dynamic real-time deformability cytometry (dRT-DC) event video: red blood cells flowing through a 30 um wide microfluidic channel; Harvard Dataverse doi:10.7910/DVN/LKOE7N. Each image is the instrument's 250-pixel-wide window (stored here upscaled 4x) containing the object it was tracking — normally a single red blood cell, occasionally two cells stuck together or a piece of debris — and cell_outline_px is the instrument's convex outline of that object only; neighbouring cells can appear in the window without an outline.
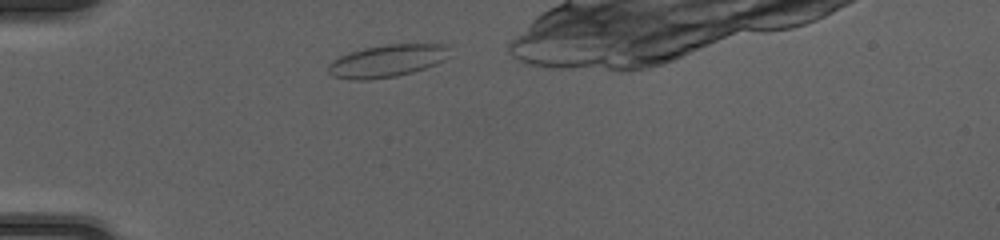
{"species": "common noctule bat (a hibernating species)", "species_latin": "Nyctalus noctula", "temperature_condition": "cold", "stored_images_in_passage": 33, "camera_frame_rate_fps": 3000, "um_per_image_px": 0.085, "animal": {"sex": "female", "body_mass_g": 20.0, "forearm_length_mm": 54.0}, "frame": {"image": 1, "passage_image": 3, "time_ms": 0.667, "image_size_px": [1000, 240], "cell_outline_px": [[448, 48], [444, 60], [436, 64], [412, 72], [396, 76], [368, 80], [352, 80], [332, 76], [328, 72], [328, 64], [332, 60], [340, 56], [364, 48], [388, 44], [444, 44]], "centroid_in_image_um": [32.85, 5.18], "position_along_channel_um": 52.2, "area_um2": 22.66}}
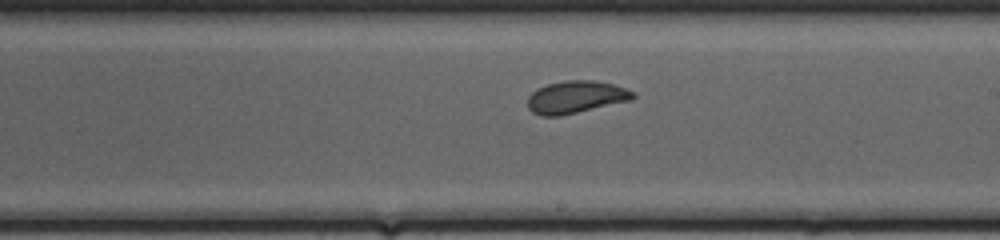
{"frame": {"image": 2, "passage_image": 18, "time_ms": 5.667, "image_size_px": [1000, 240], "cell_outline_px": [[636, 96], [632, 100], [560, 116], [540, 116], [532, 112], [528, 108], [528, 96], [536, 88], [548, 84], [564, 80], [596, 80], [612, 84], [624, 88], [632, 92]], "centroid_in_image_um": [48.91, 8.25], "position_along_channel_um": 240.1, "area_um2": 19.94}}
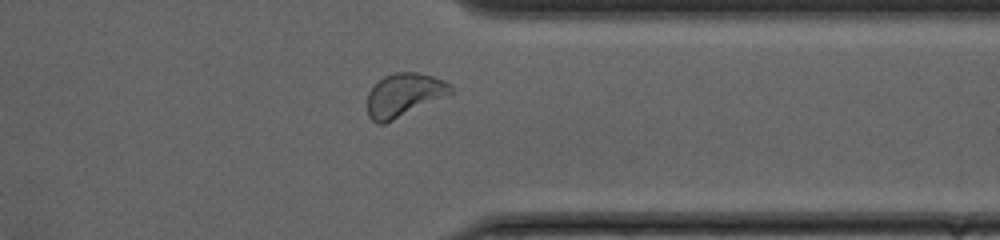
{"frame": {"image": 3, "passage_image": 28, "time_ms": 9.0, "image_size_px": [1000, 240], "cell_outline_px": [[452, 92], [384, 124], [376, 124], [368, 116], [368, 92], [384, 76], [396, 72], [416, 72], [432, 76], [444, 80], [452, 84]], "centroid_in_image_um": [34.31, 8.06], "position_along_channel_um": 377.1, "area_um2": 20.58}}